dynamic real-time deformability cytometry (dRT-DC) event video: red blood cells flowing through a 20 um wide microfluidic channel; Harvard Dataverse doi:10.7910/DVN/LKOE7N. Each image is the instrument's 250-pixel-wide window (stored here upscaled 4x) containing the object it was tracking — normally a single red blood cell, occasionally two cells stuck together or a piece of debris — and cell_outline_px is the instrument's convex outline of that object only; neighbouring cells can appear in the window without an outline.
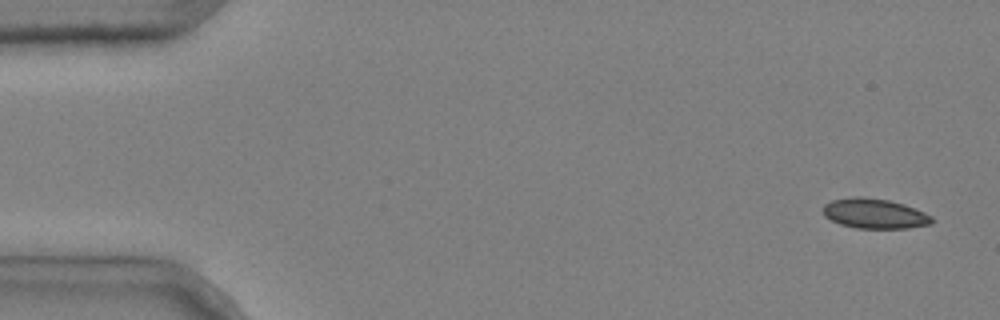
{"species": "common noctule bat (a hibernating species)", "species_latin": "Nyctalus noctula", "temperature_condition": "cold", "stored_images_in_passage": 4, "camera_frame_rate_fps": 3000, "um_per_image_px": 0.085, "animal": {"sex": "male", "body_mass_g": 20.4}, "frame": {"image": 1, "passage_image": 1, "time_ms": 0.0, "image_size_px": [1000, 320], "cell_outline_px": [[936, 220], [932, 224], [908, 228], [856, 228], [840, 224], [824, 216], [824, 204], [832, 200], [856, 196], [860, 196], [888, 200], [904, 204], [916, 208], [932, 216]], "centroid_in_image_um": [74.38, 18.15], "position_along_channel_um": 10.6, "area_um2": 19.07}}